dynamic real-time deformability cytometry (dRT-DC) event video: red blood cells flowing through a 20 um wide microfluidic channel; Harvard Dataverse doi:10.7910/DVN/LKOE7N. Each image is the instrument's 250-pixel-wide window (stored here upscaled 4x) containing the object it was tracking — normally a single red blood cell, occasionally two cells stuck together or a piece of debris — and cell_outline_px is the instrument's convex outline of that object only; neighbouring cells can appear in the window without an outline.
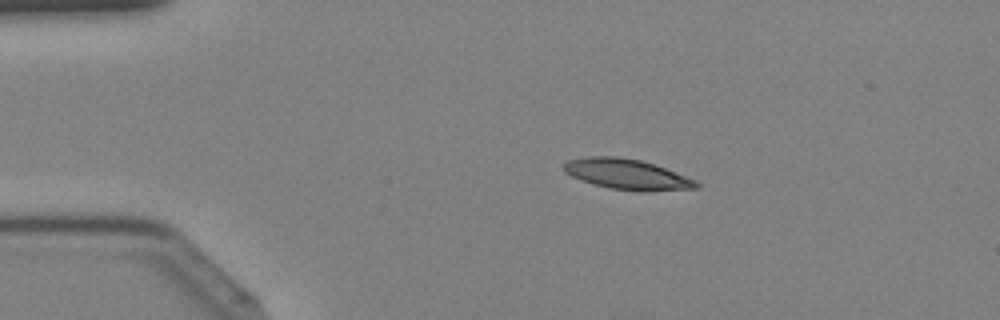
{"species": "Egyptian fruit bat (a non-hibernating species)", "species_latin": "Rousettus aegyptiacus", "temperature_condition": "cold", "stored_images_in_passage": 43, "camera_frame_rate_fps": 3000, "um_per_image_px": 0.085, "animal": {"sex": "female"}, "frame": {"image": 1, "passage_image": 9, "time_ms": 2.667, "image_size_px": [1000, 320], "cell_outline_px": [[700, 188], [608, 188], [580, 180], [564, 172], [564, 164], [568, 160], [584, 156], [616, 156], [640, 160], [664, 168], [696, 180], [700, 184]], "centroid_in_image_um": [53.17, 14.74], "position_along_channel_um": 31.8, "area_um2": 22.2}}
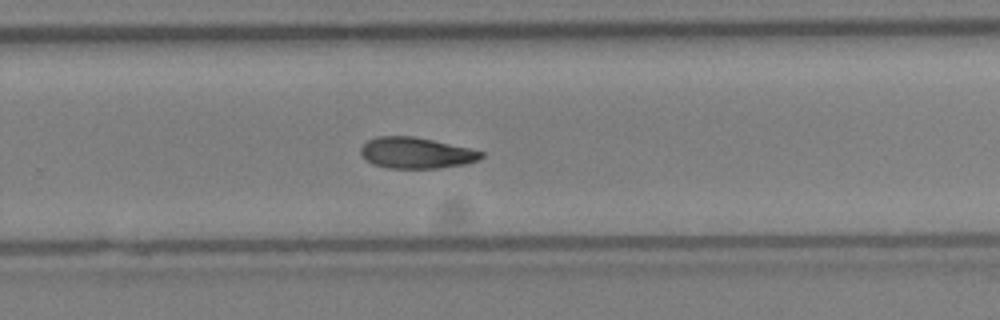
{"frame": {"image": 2, "passage_image": 29, "time_ms": 9.333, "image_size_px": [1000, 320], "cell_outline_px": [[484, 156], [476, 160], [464, 164], [436, 168], [388, 168], [372, 164], [360, 152], [360, 148], [368, 140], [376, 136], [412, 136], [432, 140], [468, 148], [484, 152]], "centroid_in_image_um": [35.35, 12.99], "position_along_channel_um": 294.5, "area_um2": 21.5}}
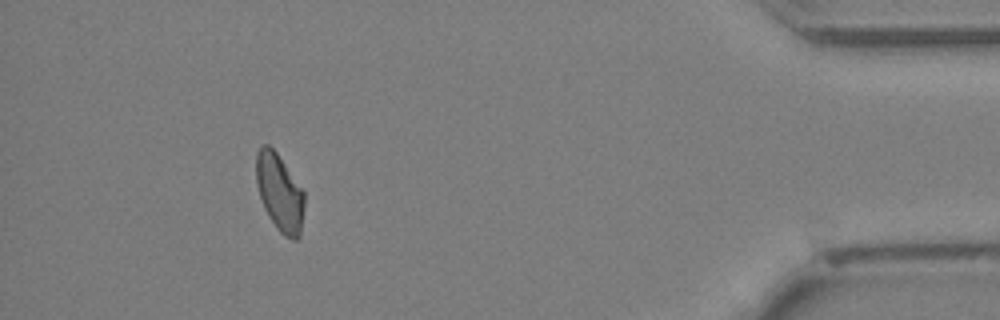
{"frame": {"image": 3, "passage_image": 40, "time_ms": 13.0, "image_size_px": [1000, 320], "cell_outline_px": [[304, 204], [300, 236], [296, 240], [292, 240], [284, 236], [276, 228], [264, 208], [256, 184], [256, 152], [260, 144], [268, 144], [276, 152], [304, 192]], "centroid_in_image_um": [23.75, 16.37], "position_along_channel_um": 411.5, "area_um2": 21.62}}